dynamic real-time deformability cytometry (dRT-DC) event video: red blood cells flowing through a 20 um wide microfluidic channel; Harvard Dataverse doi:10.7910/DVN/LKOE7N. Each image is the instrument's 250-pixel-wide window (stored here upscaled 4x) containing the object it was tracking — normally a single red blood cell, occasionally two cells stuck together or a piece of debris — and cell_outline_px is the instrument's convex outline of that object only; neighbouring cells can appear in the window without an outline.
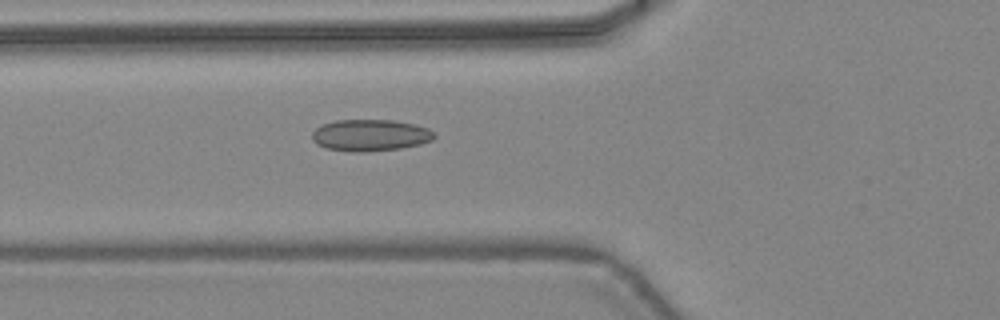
{"species": "common noctule bat (a hibernating species)", "species_latin": "Nyctalus noctula", "temperature_condition": "warm", "stored_images_in_passage": 47, "camera_frame_rate_fps": 3000, "um_per_image_px": 0.085, "animal": {"sex": "female", "body_mass_g": 24.6, "forearm_length_mm": 56.2}, "frame": {"image": 1, "passage_image": 18, "time_ms": 5.667, "image_size_px": [1000, 320], "cell_outline_px": [[436, 136], [432, 140], [420, 144], [400, 148], [364, 152], [360, 152], [324, 148], [316, 144], [312, 140], [312, 132], [316, 128], [324, 124], [336, 120], [392, 120], [412, 124], [428, 128]], "centroid_in_image_um": [31.44, 11.5], "position_along_channel_um": 94.4, "area_um2": 22.37}}
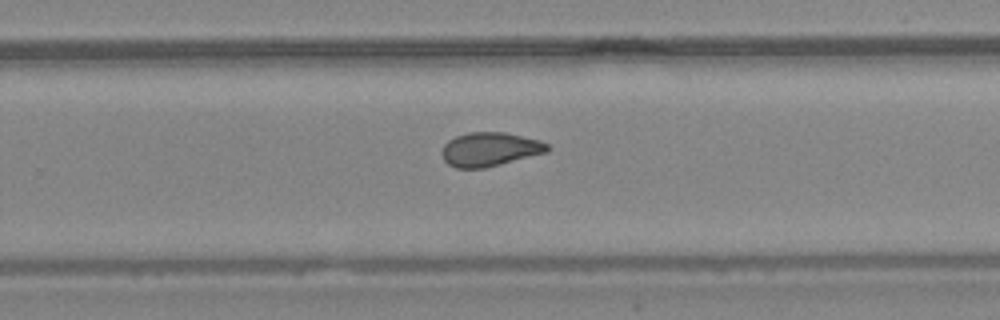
{"frame": {"image": 2, "passage_image": 31, "time_ms": 10.0, "image_size_px": [1000, 320], "cell_outline_px": [[548, 152], [484, 168], [456, 168], [448, 164], [444, 160], [444, 144], [448, 140], [456, 136], [468, 132], [504, 132], [540, 140], [548, 144]], "centroid_in_image_um": [41.65, 12.68], "position_along_channel_um": 288.2, "area_um2": 20.63}}
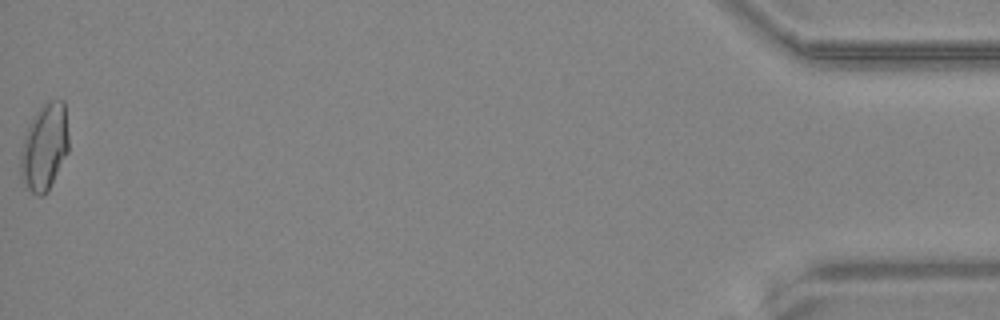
{"frame": {"image": 3, "passage_image": 47, "time_ms": 15.333, "image_size_px": [1000, 320], "cell_outline_px": [[68, 152], [48, 192], [40, 196], [36, 196], [28, 188], [20, 176], [20, 152], [24, 136], [28, 124], [32, 116], [48, 100], [64, 100], [68, 136]], "centroid_in_image_um": [3.77, 12.5], "position_along_channel_um": 431.4, "area_um2": 24.51}, "authors_computed_cell_mechanics": {"area_um2": 21.675, "velocity_mm_per_s": 4.467, "shape_relaxation_time_tau1_ms": null, "shape_relaxation_time_tau2_ms": 1.5459, "deformation_change_tau1": null, "deformation_change_tau2": 0.0787}}